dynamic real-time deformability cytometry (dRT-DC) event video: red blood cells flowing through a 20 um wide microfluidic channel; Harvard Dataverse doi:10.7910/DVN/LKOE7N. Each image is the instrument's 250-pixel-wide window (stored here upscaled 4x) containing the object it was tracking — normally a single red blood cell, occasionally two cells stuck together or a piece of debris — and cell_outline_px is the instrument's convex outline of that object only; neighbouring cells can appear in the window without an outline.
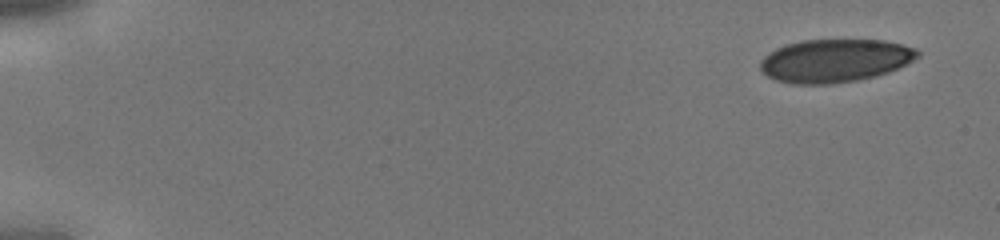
{"species": "human", "species_latin": "Homo sapiens", "temperature_condition": "cold", "stored_images_in_passage": 17, "camera_frame_rate_fps": 3000, "um_per_image_px": 0.085, "donor": {"sex": "male"}, "frame": {"image": 1, "passage_image": 1, "time_ms": 0.0, "image_size_px": [1000, 240], "cell_outline_px": [[920, 56], [888, 72], [876, 76], [860, 80], [832, 84], [792, 84], [776, 80], [768, 76], [760, 68], [760, 60], [768, 52], [784, 44], [800, 40], [884, 40], [904, 44], [916, 48], [920, 52]], "centroid_in_image_um": [70.95, 5.15], "position_along_channel_um": 14.0, "area_um2": 39.82}}
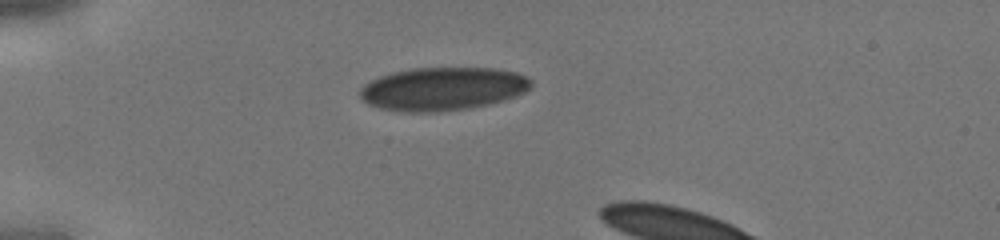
{"frame": {"image": 2, "passage_image": 11, "time_ms": 3.333, "image_size_px": [1000, 240], "cell_outline_px": [[532, 88], [516, 96], [504, 100], [488, 104], [468, 108], [436, 112], [408, 112], [380, 108], [368, 104], [360, 96], [360, 88], [364, 84], [380, 76], [392, 72], [412, 68], [492, 68], [516, 72], [528, 76], [532, 80]], "centroid_in_image_um": [37.66, 7.54], "position_along_channel_um": 47.3, "area_um2": 43.18}}
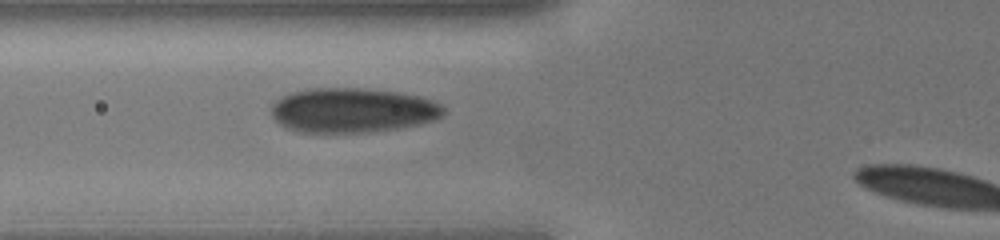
{"frame": {"image": 3, "passage_image": 16, "time_ms": 5.0, "image_size_px": [1000, 240], "cell_outline_px": [[444, 116], [436, 120], [420, 124], [400, 128], [368, 132], [296, 132], [284, 128], [272, 116], [272, 104], [280, 96], [292, 92], [312, 88], [356, 88], [396, 92], [416, 96], [432, 100], [440, 104], [444, 108]], "centroid_in_image_um": [29.95, 9.38], "position_along_channel_um": 95.9, "area_um2": 44.91}}